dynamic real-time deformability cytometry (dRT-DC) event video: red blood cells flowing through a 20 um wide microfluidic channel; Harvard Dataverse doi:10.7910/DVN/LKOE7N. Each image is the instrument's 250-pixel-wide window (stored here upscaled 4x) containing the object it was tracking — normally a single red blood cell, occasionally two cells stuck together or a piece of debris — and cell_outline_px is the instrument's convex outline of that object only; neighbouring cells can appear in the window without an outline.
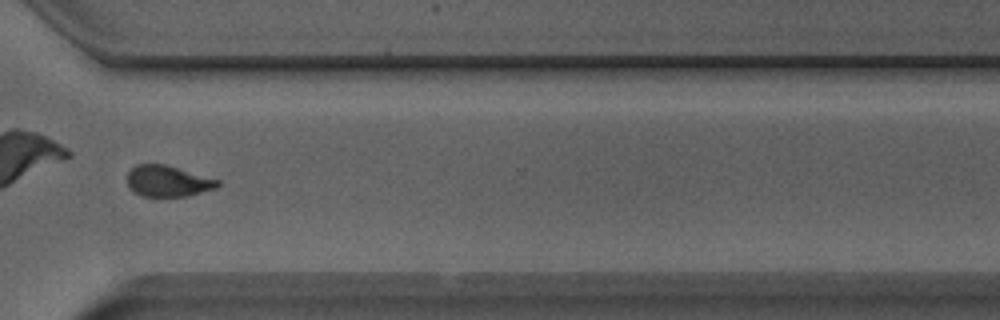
{"species": "Egyptian fruit bat (a non-hibernating species)", "species_latin": "Rousettus aegyptiacus", "temperature_condition": "room temperature", "stored_images_in_passage": 51, "camera_frame_rate_fps": 3000, "um_per_image_px": 0.085, "animal": {"sex": "male"}, "frame": {"image": 1, "passage_image": 37, "time_ms": 12.0, "image_size_px": [1000, 320], "cell_outline_px": [[220, 184], [216, 188], [188, 196], [140, 196], [132, 192], [128, 184], [128, 172], [136, 164], [164, 164], [220, 180]], "centroid_in_image_um": [14.26, 15.4], "position_along_channel_um": 356.3, "area_um2": 16.36}}
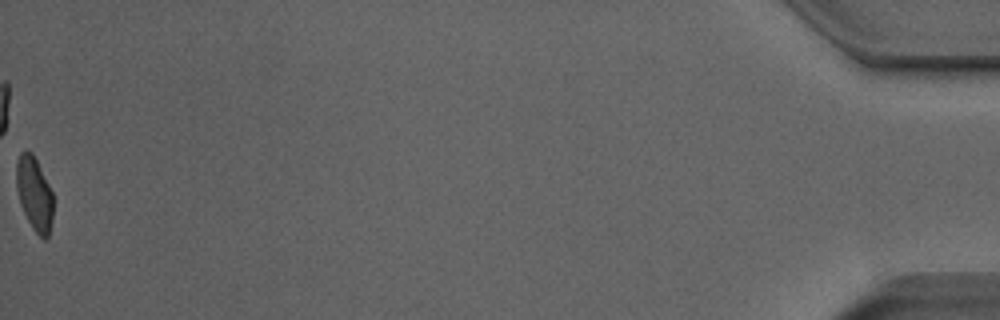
{"frame": {"image": 2, "passage_image": 51, "time_ms": 16.667, "image_size_px": [1000, 320], "cell_outline_px": [[52, 220], [48, 236], [44, 240], [32, 228], [20, 204], [16, 188], [16, 164], [20, 152], [32, 152], [52, 192]], "centroid_in_image_um": [2.9, 16.48], "position_along_channel_um": 432.3, "area_um2": 15.55}, "authors_computed_cell_mechanics": {"area_um2": 16.8776, "velocity_mm_per_s": 3.9613, "shape_relaxation_time_tau1_ms": null, "shape_relaxation_time_tau2_ms": 1.4318, "deformation_change_tau1": null, "deformation_change_tau2": 0.0624}}